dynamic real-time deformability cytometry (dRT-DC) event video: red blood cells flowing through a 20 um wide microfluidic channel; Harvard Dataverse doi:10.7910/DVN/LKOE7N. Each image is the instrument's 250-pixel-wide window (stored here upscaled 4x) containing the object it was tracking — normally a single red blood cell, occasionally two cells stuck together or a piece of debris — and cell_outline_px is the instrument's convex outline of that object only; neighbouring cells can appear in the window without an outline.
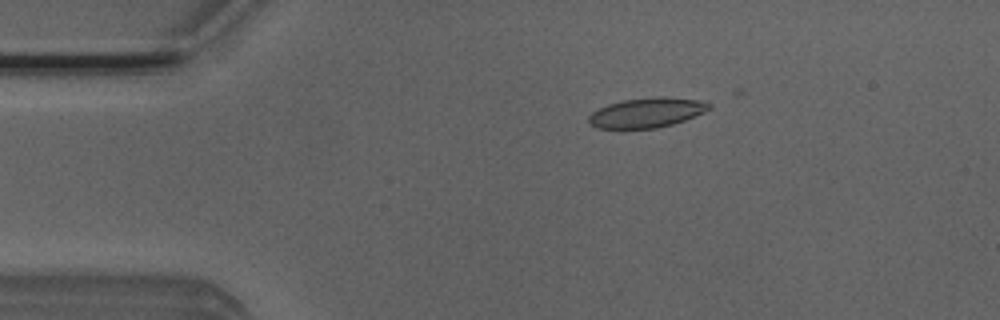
{"species": "Egyptian fruit bat (a non-hibernating species)", "species_latin": "Rousettus aegyptiacus", "temperature_condition": "room temperature", "stored_images_in_passage": 6, "camera_frame_rate_fps": 3000, "um_per_image_px": 0.085, "animal": {"sex": "male"}, "frame": {"image": 1, "passage_image": 3, "time_ms": 0.667, "image_size_px": [1000, 320], "cell_outline_px": [[712, 108], [704, 112], [684, 120], [672, 124], [656, 128], [596, 128], [588, 120], [588, 116], [592, 112], [608, 104], [620, 100], [660, 96], [664, 96], [700, 100], [712, 104]], "centroid_in_image_um": [55.0, 9.56], "position_along_channel_um": 30.0, "area_um2": 20.87}}
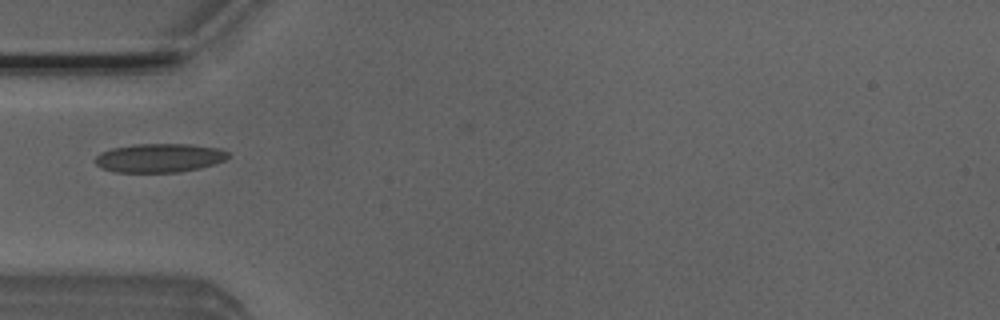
{"frame": {"image": 2, "passage_image": 5, "time_ms": 1.333, "image_size_px": [1000, 320], "cell_outline_px": [[228, 156], [224, 160], [200, 168], [180, 172], [116, 172], [100, 168], [96, 164], [96, 156], [100, 152], [112, 148], [132, 144], [188, 144], [220, 148], [228, 152]], "centroid_in_image_um": [13.52, 13.42], "position_along_channel_um": 71.5, "area_um2": 22.31}}